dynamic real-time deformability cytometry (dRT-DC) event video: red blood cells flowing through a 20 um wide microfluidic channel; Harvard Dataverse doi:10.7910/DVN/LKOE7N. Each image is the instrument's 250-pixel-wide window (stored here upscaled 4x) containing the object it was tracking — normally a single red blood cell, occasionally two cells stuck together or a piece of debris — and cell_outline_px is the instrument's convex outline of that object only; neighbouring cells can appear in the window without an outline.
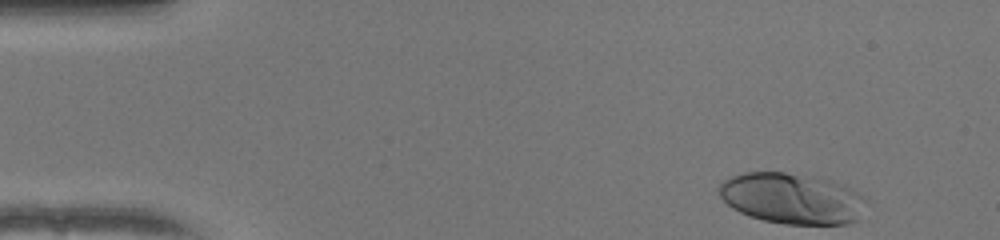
{"species": "human", "species_latin": "Homo sapiens", "temperature_condition": "warm", "stored_images_in_passage": 48, "camera_frame_rate_fps": 3000, "um_per_image_px": 0.085, "donor": {"sex": "female"}, "frame": {"image": 1, "passage_image": 1, "time_ms": 0.0, "image_size_px": [1000, 240], "cell_outline_px": [[868, 200], [856, 220], [848, 224], [784, 224], [764, 220], [748, 216], [732, 208], [720, 196], [720, 184], [724, 180], [732, 176], [744, 172], [784, 172], [832, 180], [844, 184]], "centroid_in_image_um": [67.32, 16.87], "position_along_channel_um": 17.7, "area_um2": 43.47}}
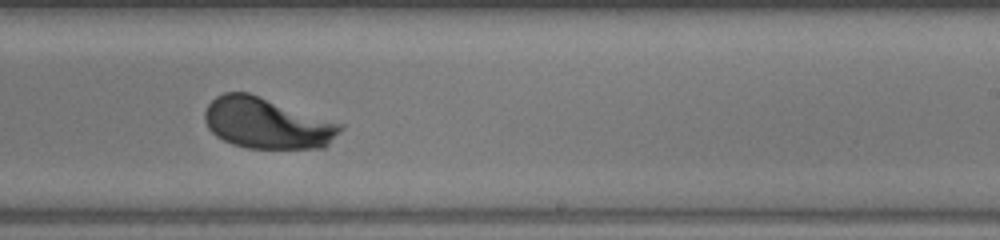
{"frame": {"image": 2, "passage_image": 28, "time_ms": 9.0, "image_size_px": [1000, 240], "cell_outline_px": [[344, 128], [324, 148], [248, 148], [232, 144], [216, 136], [208, 128], [204, 120], [204, 112], [208, 104], [216, 96], [224, 92], [248, 92], [344, 124]], "centroid_in_image_um": [22.69, 10.47], "position_along_channel_um": 266.3, "area_um2": 40.29}}
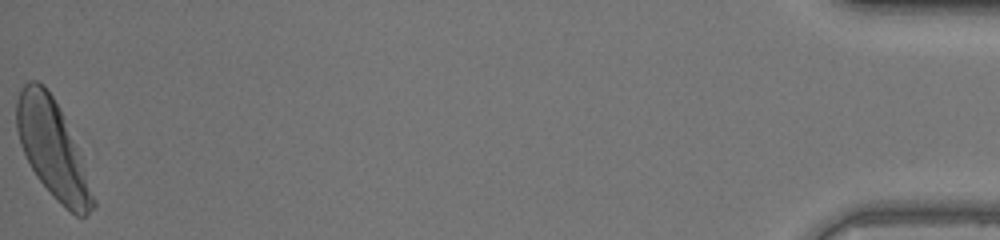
{"frame": {"image": 3, "passage_image": 48, "time_ms": 15.667, "image_size_px": [1000, 240], "cell_outline_px": [[96, 208], [84, 216], [76, 216], [56, 200], [52, 196], [36, 176], [20, 144], [16, 128], [16, 100], [20, 88], [28, 80], [36, 80], [44, 84], [52, 96], [60, 112], [76, 148], [96, 200]], "centroid_in_image_um": [4.42, 12.67], "position_along_channel_um": 430.8, "area_um2": 42.25}, "authors_computed_cell_mechanics": {"area_um2": 40.8357, "velocity_mm_per_s": 3.9892, "shape_relaxation_time_tau1_ms": 1.3952, "shape_relaxation_time_tau2_ms": null, "deformation_change_tau1": 0.1323, "deformation_change_tau2": null}}